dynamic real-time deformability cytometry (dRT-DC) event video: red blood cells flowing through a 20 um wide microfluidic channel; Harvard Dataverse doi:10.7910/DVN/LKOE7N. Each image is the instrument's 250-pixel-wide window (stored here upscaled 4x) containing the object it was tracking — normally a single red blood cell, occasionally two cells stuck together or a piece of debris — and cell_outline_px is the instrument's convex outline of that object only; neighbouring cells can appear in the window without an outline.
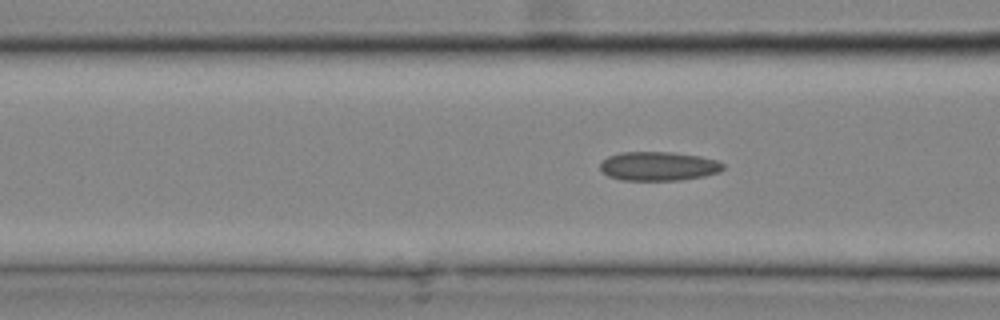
{"species": "common noctule bat (a hibernating species)", "species_latin": "Nyctalus noctula", "temperature_condition": "cold", "stored_images_in_passage": 13, "camera_frame_rate_fps": 3000, "um_per_image_px": 0.085, "animal": {"sex": "male", "body_mass_g": 20.4}, "frame": {"image": 1, "passage_image": 10, "time_ms": 3.0, "image_size_px": [1000, 320], "cell_outline_px": [[724, 168], [720, 172], [704, 176], [680, 180], [624, 180], [608, 176], [600, 168], [600, 164], [608, 156], [620, 152], [672, 152], [700, 156], [716, 160], [724, 164]], "centroid_in_image_um": [55.99, 14.12], "position_along_channel_um": 110.6, "area_um2": 20.75}}